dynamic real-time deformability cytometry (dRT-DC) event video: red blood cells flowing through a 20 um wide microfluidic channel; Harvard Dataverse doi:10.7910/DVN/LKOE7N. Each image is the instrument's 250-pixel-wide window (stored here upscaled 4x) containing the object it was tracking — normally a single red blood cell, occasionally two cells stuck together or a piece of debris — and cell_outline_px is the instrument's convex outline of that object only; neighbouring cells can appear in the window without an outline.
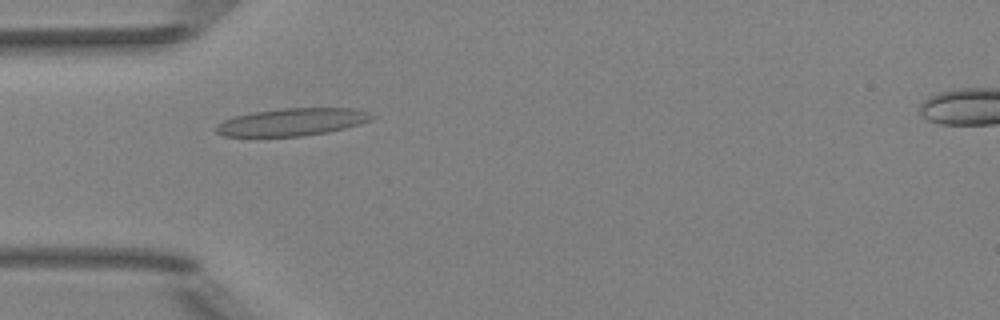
{"species": "Egyptian fruit bat (a non-hibernating species)", "species_latin": "Rousettus aegyptiacus", "temperature_condition": "room temperature", "stored_images_in_passage": 37, "camera_frame_rate_fps": 3000, "um_per_image_px": 0.085, "animal": {"sex": "female"}, "frame": {"image": 1, "passage_image": 2, "time_ms": 0.333, "image_size_px": [1000, 320], "cell_outline_px": [[376, 116], [372, 120], [360, 124], [328, 132], [300, 136], [224, 136], [216, 132], [216, 128], [224, 120], [236, 116], [252, 112], [280, 108], [356, 108], [368, 112]], "centroid_in_image_um": [24.89, 10.36], "position_along_channel_um": 60.1, "area_um2": 24.85}}
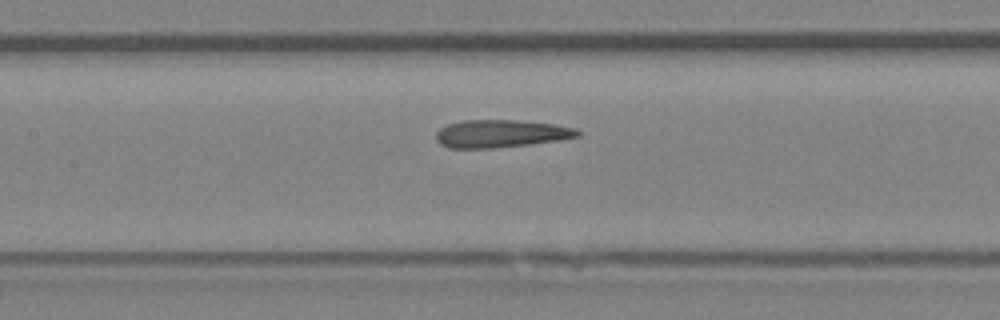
{"frame": {"image": 2, "passage_image": 10, "time_ms": 3.0, "image_size_px": [1000, 320], "cell_outline_px": [[580, 136], [560, 140], [528, 144], [492, 148], [448, 148], [440, 144], [436, 140], [436, 132], [440, 128], [448, 124], [464, 120], [516, 120], [556, 124], [576, 128], [580, 132]], "centroid_in_image_um": [42.57, 11.36], "position_along_channel_um": 164.8, "area_um2": 22.89}}
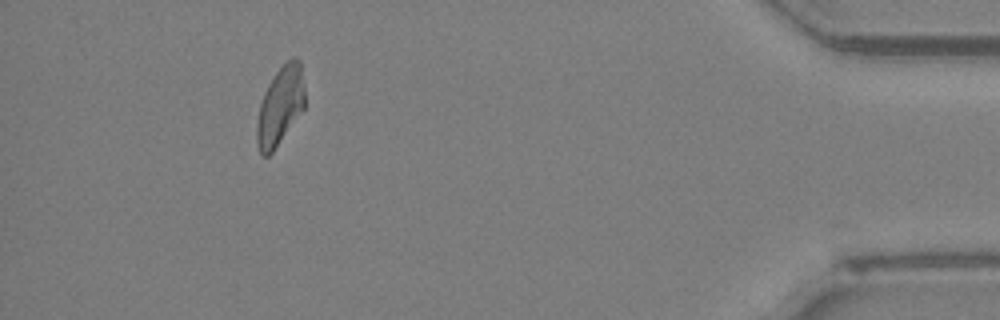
{"frame": {"image": 3, "passage_image": 33, "time_ms": 10.667, "image_size_px": [1000, 320], "cell_outline_px": [[304, 108], [272, 152], [268, 156], [260, 156], [256, 144], [256, 124], [260, 104], [264, 92], [268, 84], [276, 72], [292, 56], [296, 56], [300, 60], [304, 84]], "centroid_in_image_um": [23.8, 9.0], "position_along_channel_um": 411.4, "area_um2": 21.91}, "authors_computed_cell_mechanics": {"area_um2": 22.8888, "velocity_mm_per_s": 4.0117, "shape_relaxation_time_tau1_ms": null, "shape_relaxation_time_tau2_ms": 2.1975, "deformation_change_tau1": null, "deformation_change_tau2": 0.1293}}